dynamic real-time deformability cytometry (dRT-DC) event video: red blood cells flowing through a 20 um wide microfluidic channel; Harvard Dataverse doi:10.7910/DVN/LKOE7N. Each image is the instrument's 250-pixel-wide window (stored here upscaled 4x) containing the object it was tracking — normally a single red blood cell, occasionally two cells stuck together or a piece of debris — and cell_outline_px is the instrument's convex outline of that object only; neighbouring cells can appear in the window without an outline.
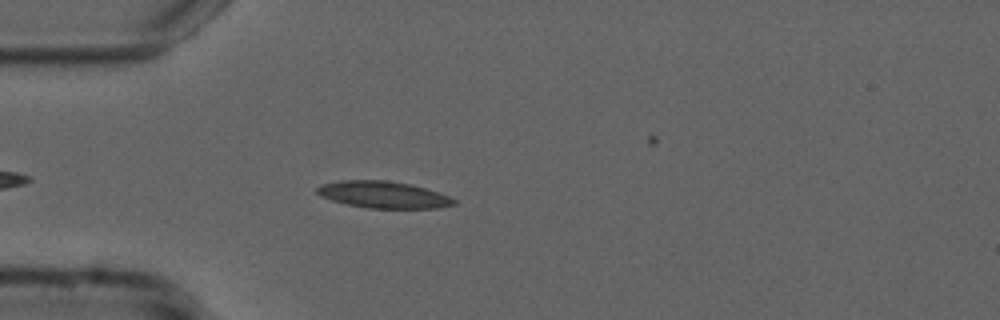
{"species": "common noctule bat (a hibernating species)", "species_latin": "Nyctalus noctula", "temperature_condition": "cold", "stored_images_in_passage": 35, "camera_frame_rate_fps": 3000, "um_per_image_px": 0.085, "animal": {"sex": "male", "forearm_length_mm": 52.5}, "frame": {"image": 1, "passage_image": 6, "time_ms": 1.667, "image_size_px": [1000, 320], "cell_outline_px": [[456, 204], [436, 208], [368, 208], [348, 204], [332, 200], [320, 196], [316, 192], [316, 188], [320, 184], [340, 180], [384, 180], [408, 184], [440, 192], [456, 200]], "centroid_in_image_um": [32.56, 16.54], "position_along_channel_um": 52.4, "area_um2": 21.27}}
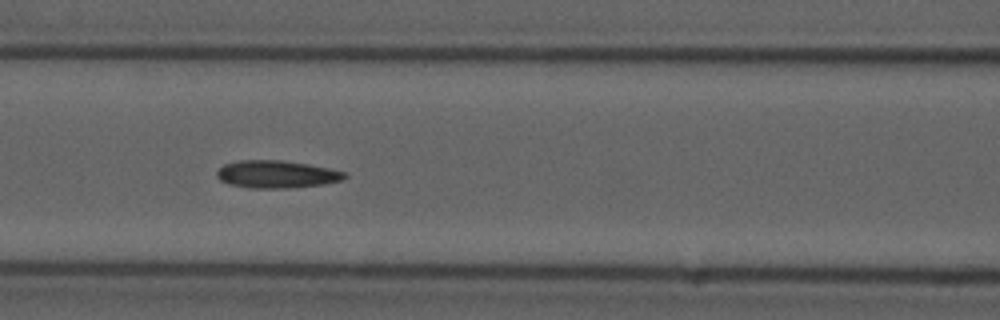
{"frame": {"image": 2, "passage_image": 14, "time_ms": 4.333, "image_size_px": [1000, 320], "cell_outline_px": [[348, 176], [340, 180], [324, 184], [288, 188], [248, 188], [228, 184], [220, 180], [216, 176], [216, 172], [224, 164], [240, 160], [280, 160], [308, 164], [328, 168], [344, 172]], "centroid_in_image_um": [23.47, 14.81], "position_along_channel_um": 143.1, "area_um2": 20.46}}
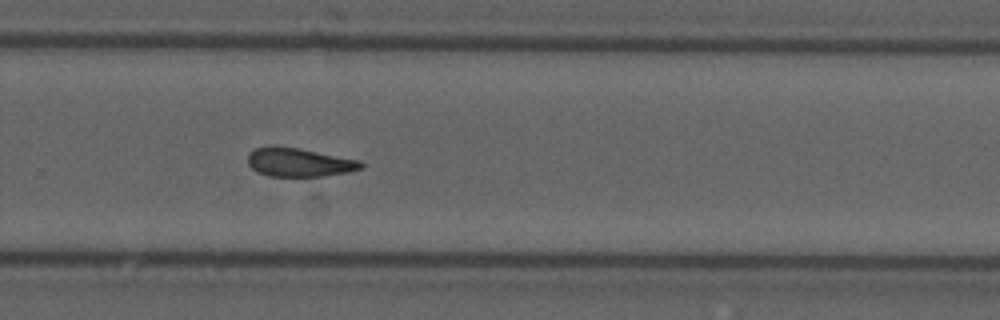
{"frame": {"image": 3, "passage_image": 27, "time_ms": 8.667, "image_size_px": [1000, 320], "cell_outline_px": [[364, 168], [348, 172], [324, 176], [268, 176], [256, 172], [248, 164], [248, 156], [256, 148], [272, 144], [296, 148], [360, 160], [364, 164]], "centroid_in_image_um": [25.42, 13.8], "position_along_channel_um": 304.4, "area_um2": 18.96}}